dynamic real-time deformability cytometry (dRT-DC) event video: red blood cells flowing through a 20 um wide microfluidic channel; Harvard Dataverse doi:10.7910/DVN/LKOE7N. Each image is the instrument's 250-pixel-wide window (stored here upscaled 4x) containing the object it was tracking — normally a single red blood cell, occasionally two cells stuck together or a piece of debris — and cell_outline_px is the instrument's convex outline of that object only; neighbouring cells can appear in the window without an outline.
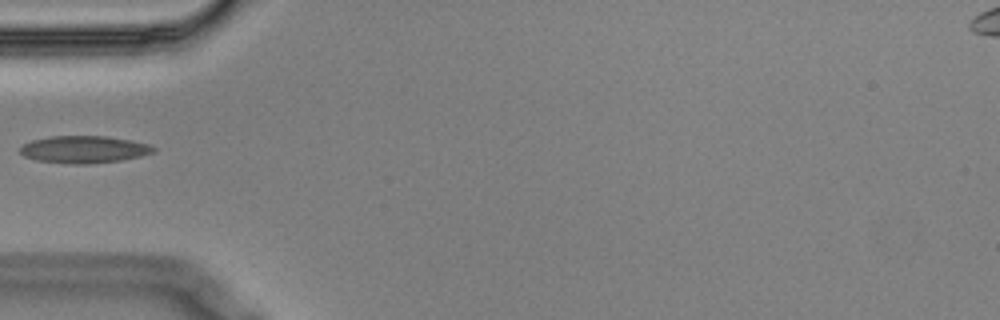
{"species": "Egyptian fruit bat (a non-hibernating species)", "species_latin": "Rousettus aegyptiacus", "temperature_condition": "cold", "stored_images_in_passage": 6, "camera_frame_rate_fps": 3000, "um_per_image_px": 0.085, "animal": {"sex": "male"}, "frame": {"image": 1, "passage_image": 1, "time_ms": 0.0, "image_size_px": [1000, 320], "cell_outline_px": [[156, 152], [140, 156], [120, 160], [88, 164], [72, 164], [36, 160], [24, 156], [20, 152], [20, 148], [24, 144], [32, 140], [52, 136], [108, 136], [148, 144], [156, 148]], "centroid_in_image_um": [7.14, 12.7], "position_along_channel_um": 77.9, "area_um2": 21.04}}
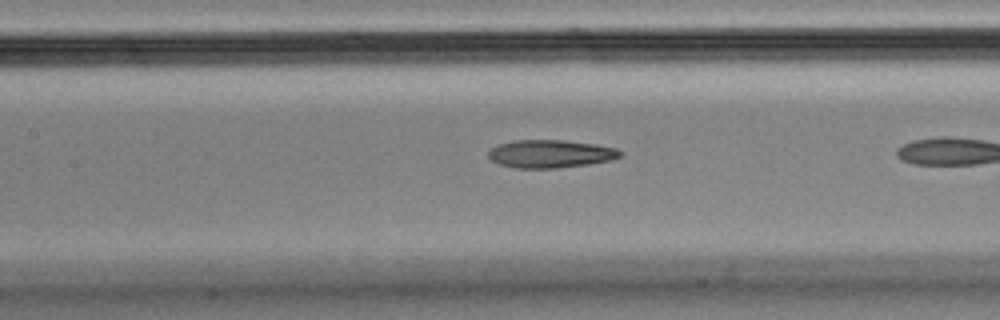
{"frame": {"image": 2, "passage_image": 5, "time_ms": 1.333, "image_size_px": [1000, 320], "cell_outline_px": [[624, 152], [620, 156], [612, 160], [588, 164], [556, 168], [516, 168], [500, 164], [492, 160], [488, 156], [488, 152], [492, 148], [500, 144], [512, 140], [564, 140], [596, 144], [616, 148]], "centroid_in_image_um": [46.81, 13.07], "position_along_channel_um": 160.6, "area_um2": 21.44}}